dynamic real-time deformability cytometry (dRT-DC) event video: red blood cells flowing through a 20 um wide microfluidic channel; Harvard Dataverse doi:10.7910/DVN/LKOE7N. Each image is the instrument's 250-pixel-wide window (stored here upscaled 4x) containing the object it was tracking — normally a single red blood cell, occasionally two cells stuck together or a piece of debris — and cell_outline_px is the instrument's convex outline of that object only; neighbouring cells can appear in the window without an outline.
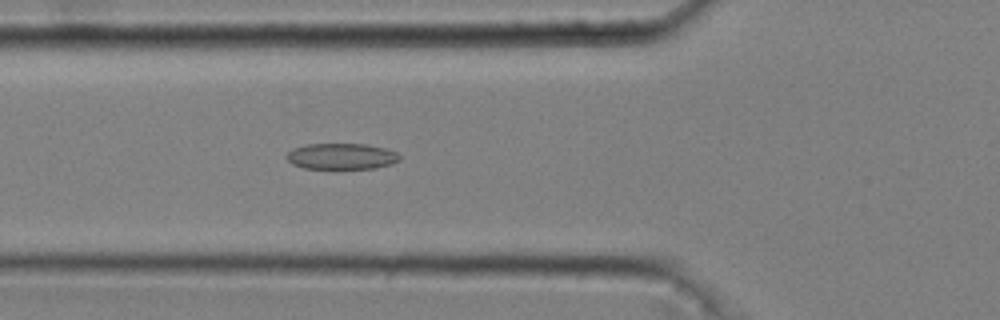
{"species": "common noctule bat (a hibernating species)", "species_latin": "Nyctalus noctula", "temperature_condition": "cold", "stored_images_in_passage": 52, "camera_frame_rate_fps": 3000, "um_per_image_px": 0.085, "animal": {"sex": "male", "body_mass_g": 20.4}, "frame": {"image": 1, "passage_image": 19, "time_ms": 6.0, "image_size_px": [1000, 320], "cell_outline_px": [[400, 160], [392, 164], [376, 168], [304, 168], [292, 164], [284, 156], [288, 152], [296, 148], [308, 144], [364, 144], [384, 148], [396, 152], [400, 156]], "centroid_in_image_um": [29.04, 13.29], "position_along_channel_um": 96.8, "area_um2": 16.99}}
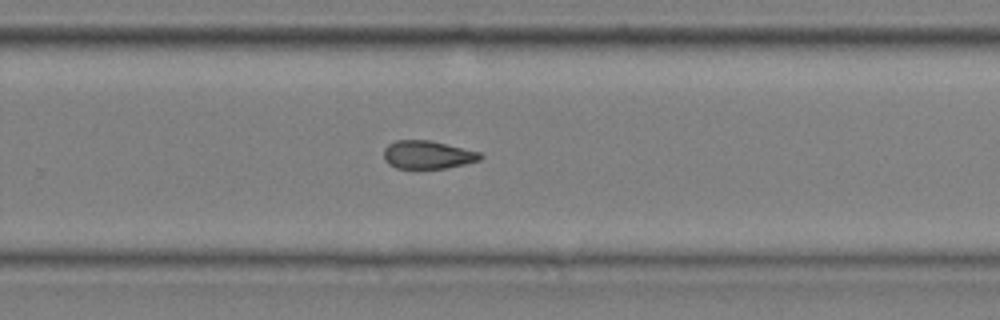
{"frame": {"image": 2, "passage_image": 35, "time_ms": 11.333, "image_size_px": [1000, 320], "cell_outline_px": [[484, 156], [480, 160], [448, 168], [416, 172], [396, 168], [388, 164], [384, 160], [384, 148], [388, 144], [396, 140], [428, 140], [480, 152]], "centroid_in_image_um": [36.3, 13.21], "position_along_channel_um": 293.5, "area_um2": 16.53}}
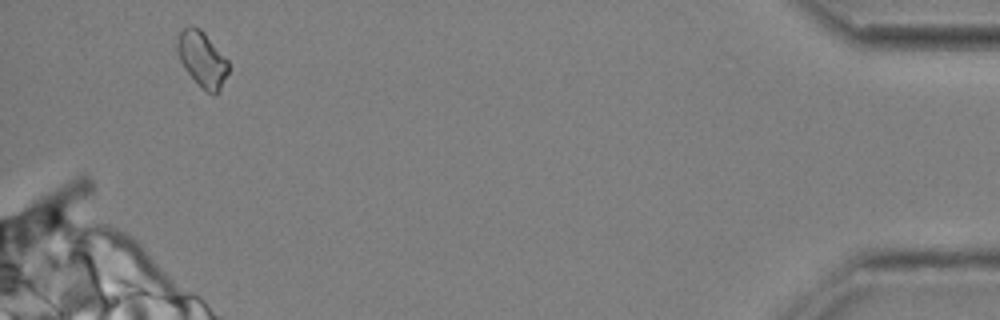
{"frame": {"image": 3, "passage_image": 50, "time_ms": 16.333, "image_size_px": [1000, 320], "cell_outline_px": [[228, 72], [216, 96], [212, 96], [184, 68], [176, 52], [176, 40], [180, 32], [188, 24], [192, 24], [200, 28], [204, 32], [228, 60]], "centroid_in_image_um": [17.16, 4.98], "position_along_channel_um": 418.0, "area_um2": 16.42}, "authors_computed_cell_mechanics": {"area_um2": 16.5886, "velocity_mm_per_s": 3.6847, "shape_relaxation_time_tau1_ms": null, "shape_relaxation_time_tau2_ms": 4.1409, "deformation_change_tau1": null, "deformation_change_tau2": 0.1125}}